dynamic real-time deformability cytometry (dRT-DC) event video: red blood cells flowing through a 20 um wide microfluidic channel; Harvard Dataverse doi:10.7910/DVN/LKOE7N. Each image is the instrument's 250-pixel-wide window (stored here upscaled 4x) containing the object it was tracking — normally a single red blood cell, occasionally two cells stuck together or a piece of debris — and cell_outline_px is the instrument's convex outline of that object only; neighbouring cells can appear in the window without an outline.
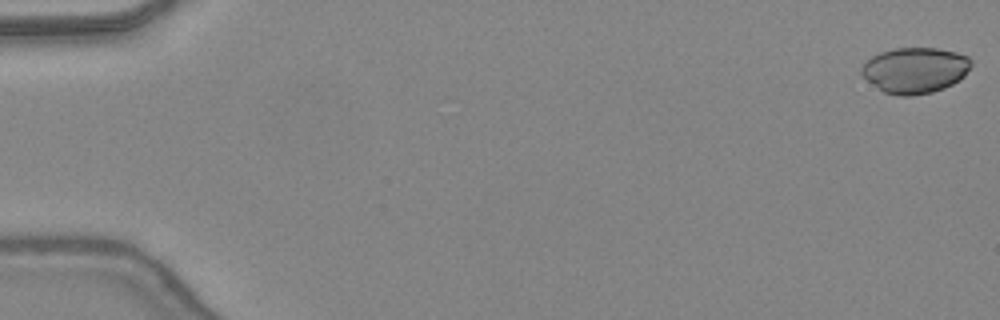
{"species": "common noctule bat (a hibernating species)", "species_latin": "Nyctalus noctula", "temperature_condition": "warm", "stored_images_in_passage": 48, "camera_frame_rate_fps": 3000, "um_per_image_px": 0.085, "animal": {"sex": "female", "body_mass_g": 24.6, "forearm_length_mm": 56.2}, "frame": {"image": 1, "passage_image": 1, "time_ms": 0.0, "image_size_px": [1000, 320], "cell_outline_px": [[972, 64], [964, 76], [960, 80], [944, 88], [932, 92], [912, 96], [900, 96], [884, 92], [868, 80], [860, 72], [860, 68], [872, 56], [880, 52], [896, 48], [936, 48], [956, 52], [968, 56], [972, 60]], "centroid_in_image_um": [77.8, 5.97], "position_along_channel_um": 7.2, "area_um2": 29.19}}
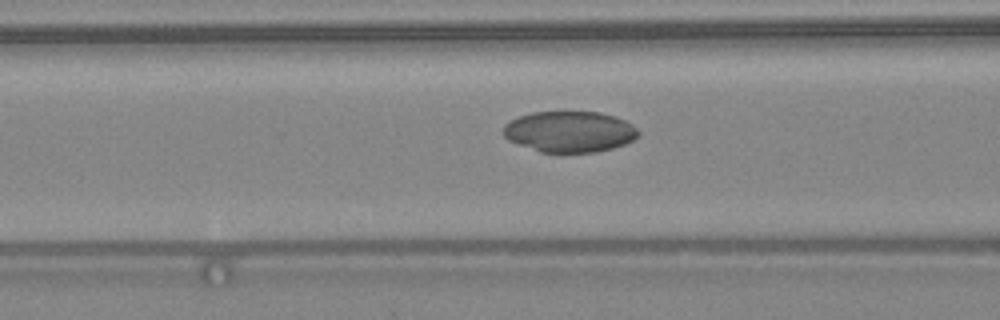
{"frame": {"image": 2, "passage_image": 20, "time_ms": 6.333, "image_size_px": [1000, 320], "cell_outline_px": [[640, 136], [624, 144], [612, 148], [596, 152], [560, 156], [540, 152], [508, 140], [504, 136], [504, 124], [508, 120], [532, 112], [600, 112], [624, 120], [632, 124], [640, 132]], "centroid_in_image_um": [48.4, 11.23], "position_along_channel_um": 118.2, "area_um2": 33.0}}
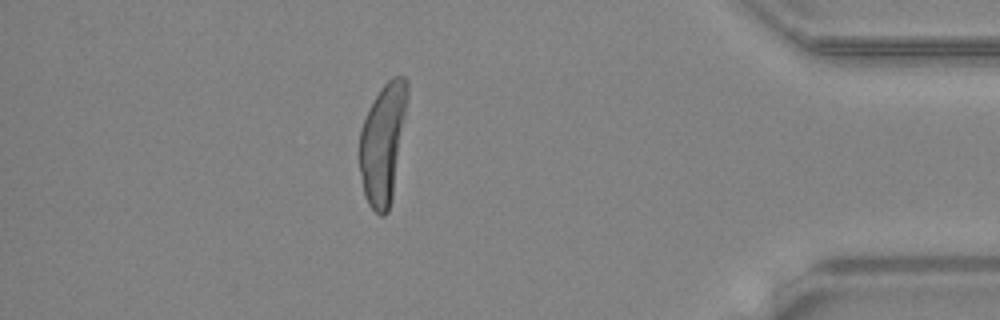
{"frame": {"image": 3, "passage_image": 42, "time_ms": 13.667, "image_size_px": [1000, 320], "cell_outline_px": [[408, 96], [392, 196], [388, 212], [384, 216], [380, 216], [368, 204], [364, 196], [360, 172], [360, 128], [376, 96], [384, 84], [392, 76], [404, 76], [408, 80]], "centroid_in_image_um": [32.54, 12.17], "position_along_channel_um": 402.7, "area_um2": 32.89}}